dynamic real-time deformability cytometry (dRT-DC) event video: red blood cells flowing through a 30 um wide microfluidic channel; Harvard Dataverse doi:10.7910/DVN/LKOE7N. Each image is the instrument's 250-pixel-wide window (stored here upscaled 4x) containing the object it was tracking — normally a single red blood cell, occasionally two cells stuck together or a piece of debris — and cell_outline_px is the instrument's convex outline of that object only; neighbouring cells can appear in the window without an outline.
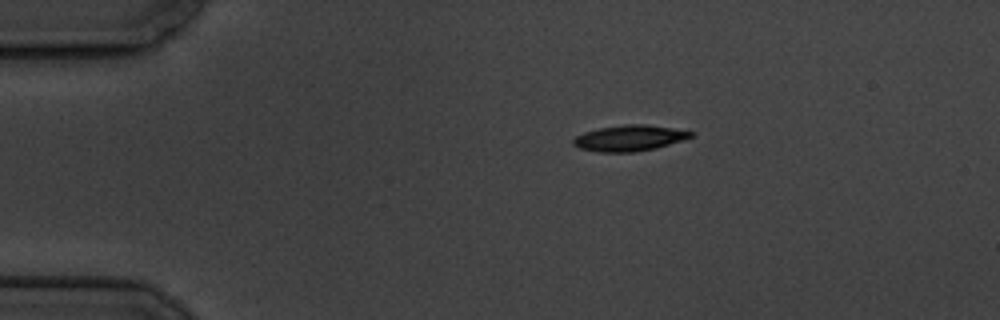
{"species": "common noctule bat (a hibernating species)", "species_latin": "Nyctalus noctula", "temperature_condition": "cold", "stored_images_in_passage": 48, "camera_frame_rate_fps": 3000, "um_per_image_px": 0.085, "animal": {"sex": "male", "body_mass_g": 19.5, "forearm_length_mm": 54.6}, "frame": {"image": 1, "passage_image": 1, "time_ms": 0.0, "image_size_px": [1000, 320], "cell_outline_px": [[696, 132], [692, 136], [656, 148], [636, 152], [596, 152], [580, 148], [572, 144], [572, 140], [576, 136], [584, 132], [600, 128], [624, 124], [644, 124], [672, 128]], "centroid_in_image_um": [53.47, 11.74], "position_along_channel_um": 31.5, "area_um2": 17.63}}
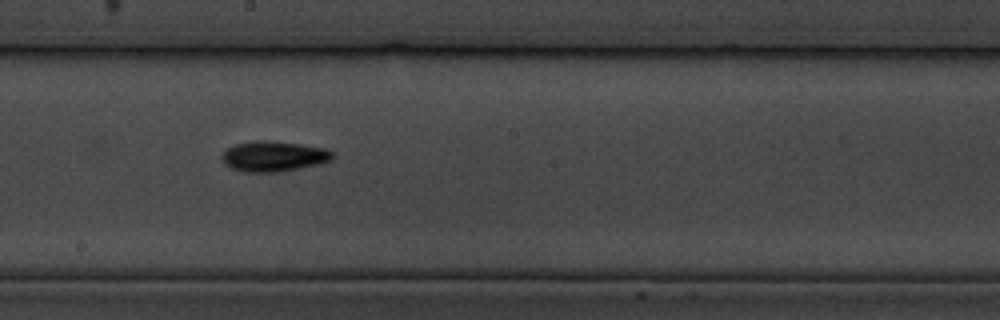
{"frame": {"image": 2, "passage_image": 22, "time_ms": 7.0, "image_size_px": [1000, 320], "cell_outline_px": [[336, 156], [332, 160], [320, 164], [280, 172], [244, 172], [232, 168], [224, 164], [220, 156], [228, 148], [236, 144], [256, 140], [264, 140], [300, 144], [324, 148], [332, 152]], "centroid_in_image_um": [23.27, 13.29], "position_along_channel_um": 224.9, "area_um2": 19.65}}
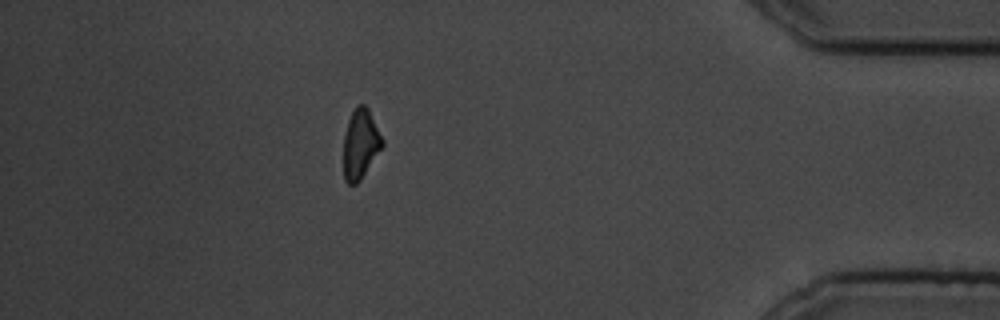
{"frame": {"image": 3, "passage_image": 41, "time_ms": 13.333, "image_size_px": [1000, 320], "cell_outline_px": [[384, 144], [360, 180], [356, 184], [348, 184], [344, 180], [344, 132], [348, 120], [356, 104], [364, 104], [368, 108], [384, 140]], "centroid_in_image_um": [30.63, 12.21], "position_along_channel_um": 404.6, "area_um2": 15.72}, "authors_computed_cell_mechanics": {"area_um2": 17.3111, "velocity_mm_per_s": 3.4983, "shape_relaxation_time_tau1_ms": 2.5383, "shape_relaxation_time_tau2_ms": null, "deformation_change_tau1": 0.1179, "deformation_change_tau2": null}}